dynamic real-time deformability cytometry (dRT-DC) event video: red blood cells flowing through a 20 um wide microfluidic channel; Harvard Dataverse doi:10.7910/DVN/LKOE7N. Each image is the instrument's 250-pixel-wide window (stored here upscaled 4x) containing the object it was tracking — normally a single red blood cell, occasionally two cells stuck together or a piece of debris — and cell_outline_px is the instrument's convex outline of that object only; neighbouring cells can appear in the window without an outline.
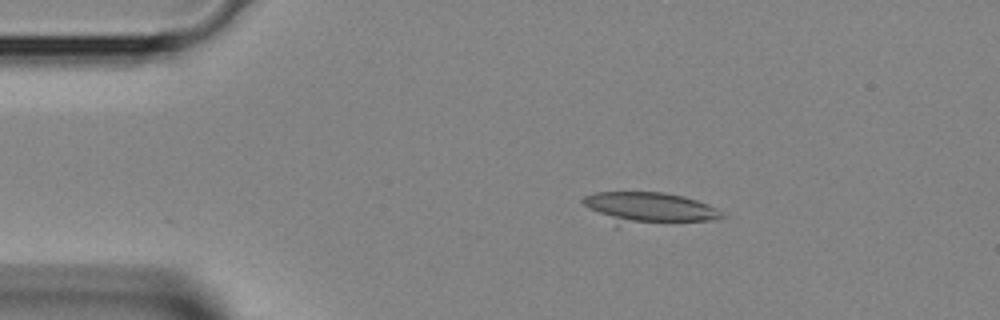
{"species": "Egyptian fruit bat (a non-hibernating species)", "species_latin": "Rousettus aegyptiacus", "temperature_condition": "room temperature", "stored_images_in_passage": 2, "camera_frame_rate_fps": 3000, "um_per_image_px": 0.085, "animal": {"sex": "female"}, "frame": {"image": 1, "passage_image": 2, "time_ms": 0.333, "image_size_px": [1000, 320], "cell_outline_px": [[728, 216], [712, 220], [616, 228], [588, 208], [580, 200], [584, 196], [596, 192], [664, 192], [684, 196], [708, 204], [716, 208]], "centroid_in_image_um": [55.12, 17.73], "position_along_channel_um": 29.9, "area_um2": 26.59}}